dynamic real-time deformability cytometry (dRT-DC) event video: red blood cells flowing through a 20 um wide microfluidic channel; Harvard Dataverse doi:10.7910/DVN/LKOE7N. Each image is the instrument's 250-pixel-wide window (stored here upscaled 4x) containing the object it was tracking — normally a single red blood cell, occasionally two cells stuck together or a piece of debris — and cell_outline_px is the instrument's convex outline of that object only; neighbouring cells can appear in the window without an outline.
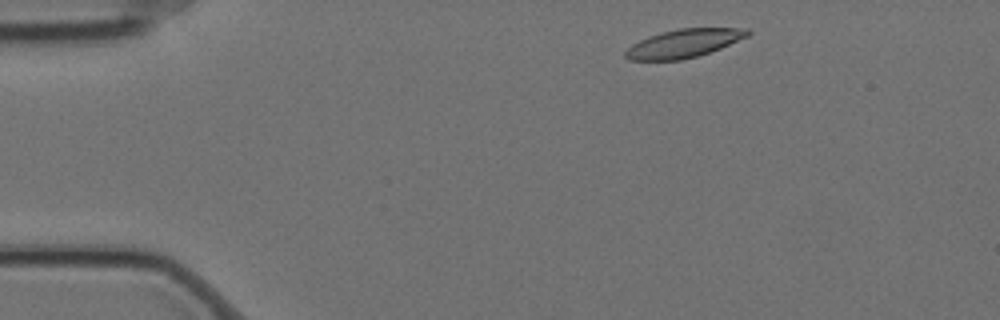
{"species": "Egyptian fruit bat (a non-hibernating species)", "species_latin": "Rousettus aegyptiacus", "temperature_condition": "cold", "stored_images_in_passage": 7, "camera_frame_rate_fps": 3000, "um_per_image_px": 0.085, "animal": {"sex": "female"}, "frame": {"image": 1, "passage_image": 1, "time_ms": 0.0, "image_size_px": [1000, 320], "cell_outline_px": [[752, 32], [748, 36], [720, 48], [696, 56], [680, 60], [628, 60], [624, 56], [624, 52], [632, 44], [648, 36], [660, 32], [680, 28], [748, 28]], "centroid_in_image_um": [58.1, 3.68], "position_along_channel_um": 26.9, "area_um2": 20.11}}
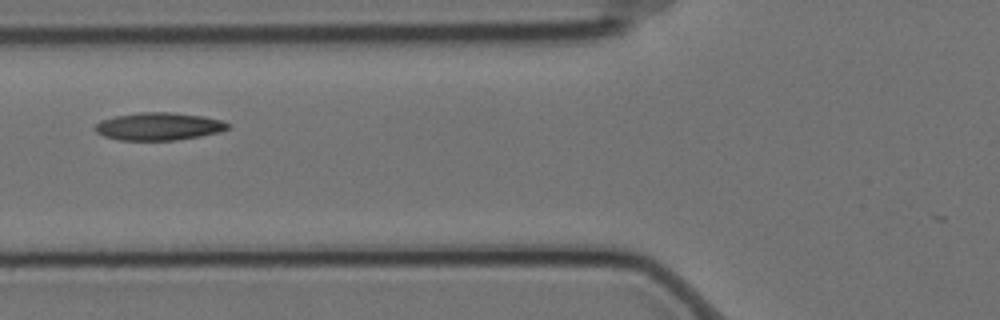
{"frame": {"image": 2, "passage_image": 5, "time_ms": 1.333, "image_size_px": [1000, 320], "cell_outline_px": [[232, 124], [228, 128], [220, 132], [200, 136], [176, 140], [120, 140], [104, 136], [96, 132], [92, 128], [100, 120], [116, 116], [140, 112], [172, 112], [204, 116], [224, 120]], "centroid_in_image_um": [13.52, 10.74], "position_along_channel_um": 112.3, "area_um2": 21.62}}
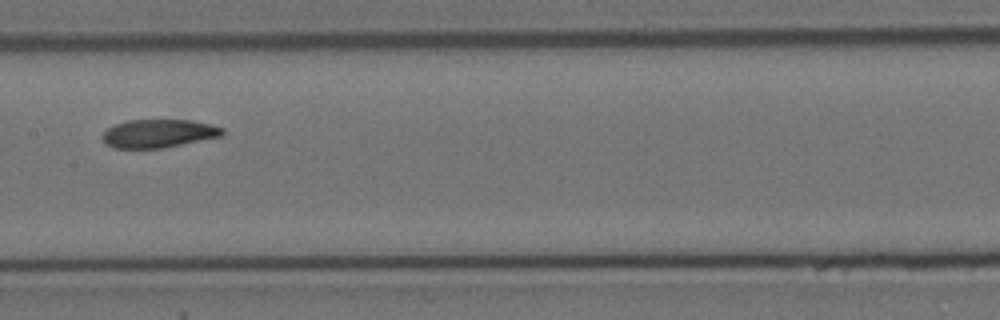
{"frame": {"image": 3, "passage_image": 7, "time_ms": 2.0, "image_size_px": [1000, 320], "cell_outline_px": [[224, 132], [220, 136], [164, 148], [112, 148], [100, 136], [108, 128], [116, 124], [128, 120], [192, 120], [224, 128]], "centroid_in_image_um": [13.46, 11.34], "position_along_channel_um": 193.9, "area_um2": 19.59}}